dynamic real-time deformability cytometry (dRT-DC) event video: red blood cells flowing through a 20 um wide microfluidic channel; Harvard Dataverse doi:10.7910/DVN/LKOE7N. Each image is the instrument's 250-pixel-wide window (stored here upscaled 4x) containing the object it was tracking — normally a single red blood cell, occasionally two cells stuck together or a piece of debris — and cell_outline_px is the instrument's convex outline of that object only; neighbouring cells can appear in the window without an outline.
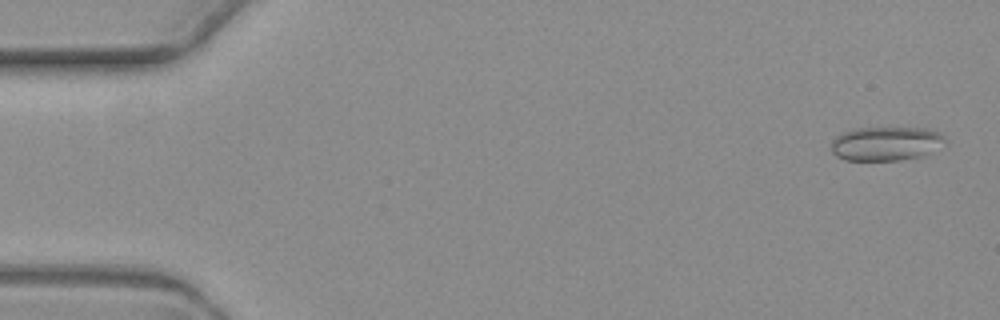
{"species": "common noctule bat (a hibernating species)", "species_latin": "Nyctalus noctula", "temperature_condition": "warm", "stored_images_in_passage": 5, "camera_frame_rate_fps": 3000, "um_per_image_px": 0.085, "animal": {"sex": "female", "body_mass_g": 19.3, "forearm_length_mm": 54.1}, "frame": {"image": 1, "passage_image": 1, "time_ms": 0.0, "image_size_px": [1000, 320], "cell_outline_px": [[948, 144], [928, 152], [916, 156], [900, 160], [844, 160], [836, 156], [832, 152], [832, 140], [836, 136], [844, 132], [856, 128], [924, 128], [940, 132], [944, 136]], "centroid_in_image_um": [75.31, 12.2], "position_along_channel_um": 9.7, "area_um2": 22.48}}